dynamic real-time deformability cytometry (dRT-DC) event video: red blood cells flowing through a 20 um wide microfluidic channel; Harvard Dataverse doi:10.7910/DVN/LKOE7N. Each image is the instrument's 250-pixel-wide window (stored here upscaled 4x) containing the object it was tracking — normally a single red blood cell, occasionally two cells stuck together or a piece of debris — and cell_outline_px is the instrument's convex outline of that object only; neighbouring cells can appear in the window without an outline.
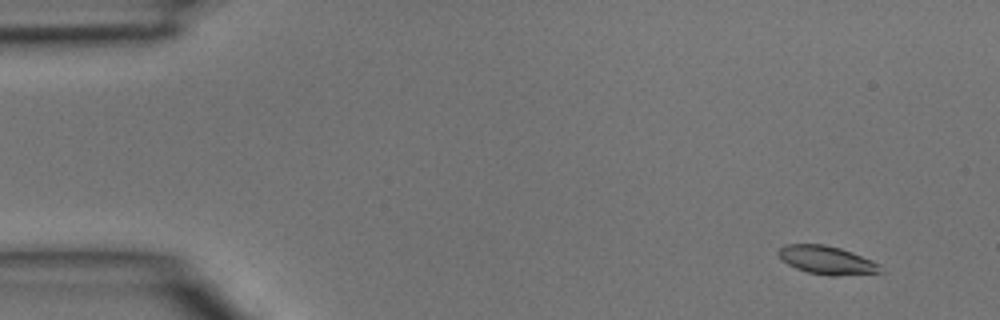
{"species": "common noctule bat (a hibernating species)", "species_latin": "Nyctalus noctula", "temperature_condition": "room temperature", "stored_images_in_passage": 45, "camera_frame_rate_fps": 3000, "um_per_image_px": 0.085, "animal": {"sex": "male", "body_mass_g": 15.6}, "frame": {"image": 1, "passage_image": 4, "time_ms": 1.0, "image_size_px": [1000, 320], "cell_outline_px": [[884, 272], [836, 276], [828, 276], [808, 272], [796, 268], [788, 264], [776, 252], [780, 248], [788, 244], [824, 244], [840, 248], [852, 252], [872, 260], [880, 264]], "centroid_in_image_um": [70.32, 22.12], "position_along_channel_um": 14.7, "area_um2": 16.82}}
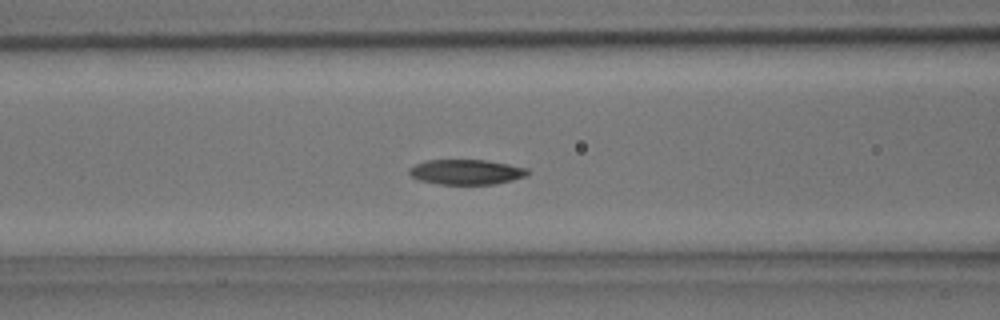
{"frame": {"image": 2, "passage_image": 19, "time_ms": 6.0, "image_size_px": [1000, 320], "cell_outline_px": [[528, 172], [524, 176], [512, 180], [496, 184], [440, 184], [416, 180], [408, 172], [408, 168], [416, 164], [428, 160], [488, 160], [528, 168]], "centroid_in_image_um": [39.6, 14.62], "position_along_channel_um": 127.0, "area_um2": 17.28}}
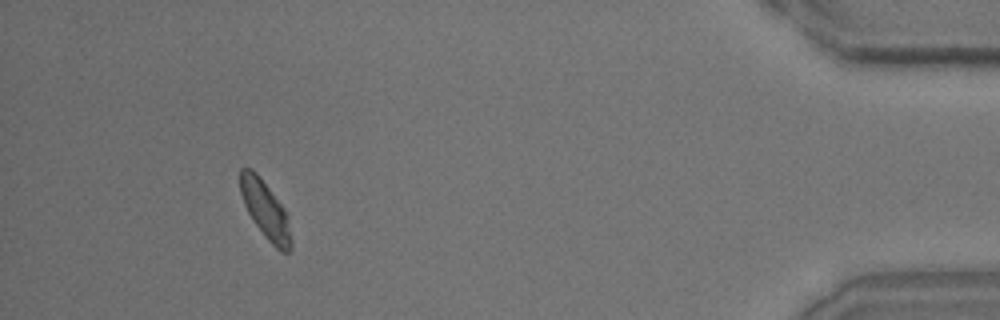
{"frame": {"image": 3, "passage_image": 43, "time_ms": 14.0, "image_size_px": [1000, 320], "cell_outline_px": [[292, 248], [288, 252], [280, 252], [264, 236], [248, 212], [244, 204], [240, 192], [240, 168], [252, 168], [256, 172], [284, 208], [288, 216], [292, 240]], "centroid_in_image_um": [22.58, 17.86], "position_along_channel_um": 412.6, "area_um2": 16.99}}